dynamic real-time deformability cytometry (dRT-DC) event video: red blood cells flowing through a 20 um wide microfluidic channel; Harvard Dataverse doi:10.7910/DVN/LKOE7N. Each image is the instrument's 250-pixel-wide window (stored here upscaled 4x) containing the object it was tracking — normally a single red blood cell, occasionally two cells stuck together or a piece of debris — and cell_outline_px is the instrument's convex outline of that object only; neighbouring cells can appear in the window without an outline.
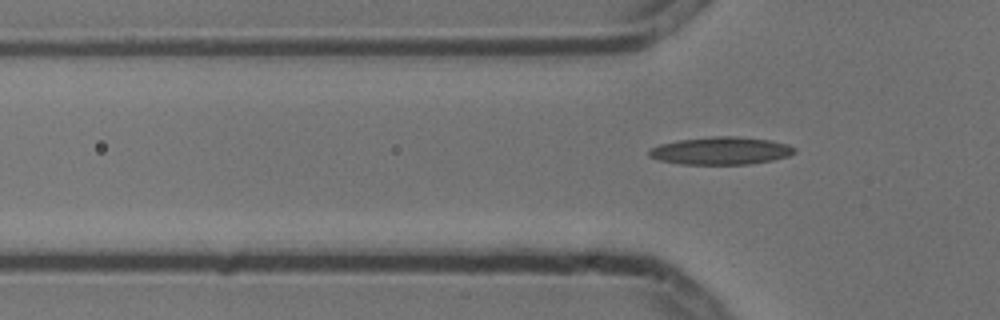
{"species": "common noctule bat (a hibernating species)", "species_latin": "Nyctalus noctula", "temperature_condition": "cold", "stored_images_in_passage": 7, "camera_frame_rate_fps": 3000, "um_per_image_px": 0.085, "animal": {"sex": "male", "body_mass_g": 13.3}, "frame": {"image": 1, "passage_image": 7, "time_ms": 2.0, "image_size_px": [1000, 320], "cell_outline_px": [[796, 152], [788, 156], [772, 160], [748, 164], [680, 164], [660, 160], [648, 156], [648, 152], [652, 148], [660, 144], [680, 140], [712, 136], [736, 136], [772, 140], [788, 144], [796, 148]], "centroid_in_image_um": [61.31, 12.81], "position_along_channel_um": 64.5, "area_um2": 23.41}}